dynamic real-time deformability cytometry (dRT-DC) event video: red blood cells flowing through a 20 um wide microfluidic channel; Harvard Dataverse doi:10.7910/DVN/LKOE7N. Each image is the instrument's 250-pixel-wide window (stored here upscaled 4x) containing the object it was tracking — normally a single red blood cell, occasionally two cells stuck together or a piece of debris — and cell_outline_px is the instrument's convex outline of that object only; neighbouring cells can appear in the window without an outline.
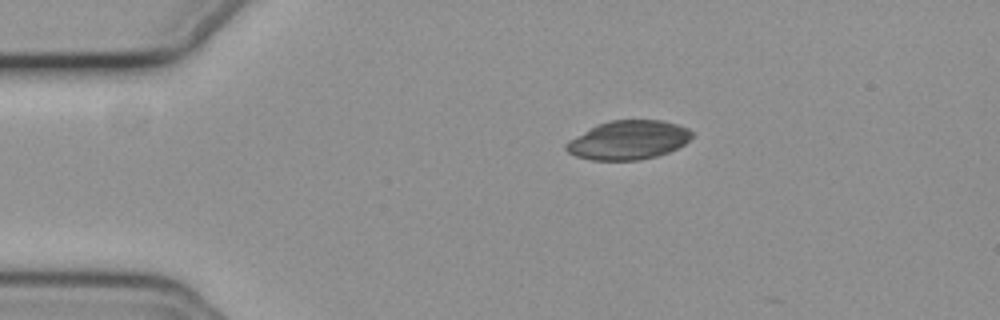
{"species": "common noctule bat (a hibernating species)", "species_latin": "Nyctalus noctula", "temperature_condition": "cold", "stored_images_in_passage": 2, "camera_frame_rate_fps": 3000, "um_per_image_px": 0.085, "animal": {"sex": "female", "body_mass_g": 19.3, "forearm_length_mm": 54.1}, "frame": {"image": 1, "passage_image": 1, "time_ms": 0.0, "image_size_px": [1000, 320], "cell_outline_px": [[692, 136], [684, 144], [668, 152], [656, 156], [640, 160], [592, 160], [576, 156], [568, 152], [564, 148], [564, 144], [568, 140], [596, 124], [608, 120], [660, 120], [676, 124], [688, 128], [692, 132]], "centroid_in_image_um": [53.36, 11.9], "position_along_channel_um": 31.6, "area_um2": 28.55}}